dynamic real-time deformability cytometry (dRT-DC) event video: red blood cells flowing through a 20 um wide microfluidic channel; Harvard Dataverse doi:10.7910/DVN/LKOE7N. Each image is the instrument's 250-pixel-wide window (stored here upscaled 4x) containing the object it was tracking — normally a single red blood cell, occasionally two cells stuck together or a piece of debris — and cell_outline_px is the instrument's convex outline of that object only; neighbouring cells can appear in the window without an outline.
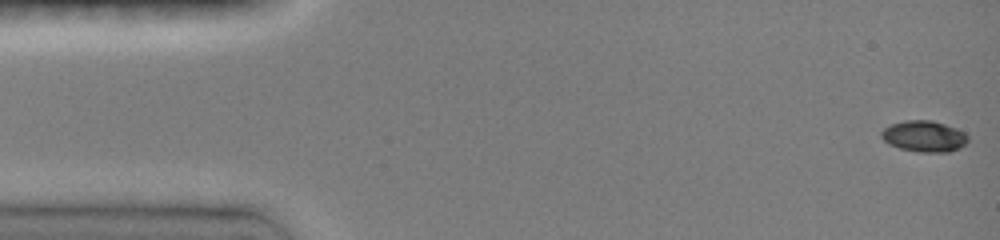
{"species": "common noctule bat (a hibernating species)", "species_latin": "Nyctalus noctula", "temperature_condition": "room temperature", "stored_images_in_passage": 5, "camera_frame_rate_fps": 3000, "um_per_image_px": 0.085, "animal": {"sex": "female", "body_mass_g": 19.0, "forearm_length_mm": 51.5}, "frame": {"image": 1, "passage_image": 1, "time_ms": 0.0, "image_size_px": [1000, 240], "cell_outline_px": [[968, 140], [960, 148], [948, 152], [916, 152], [900, 148], [888, 144], [880, 136], [880, 132], [884, 128], [892, 124], [904, 120], [932, 120], [956, 128], [964, 132], [968, 136]], "centroid_in_image_um": [78.53, 11.58], "position_along_channel_um": 6.5, "area_um2": 15.78}}
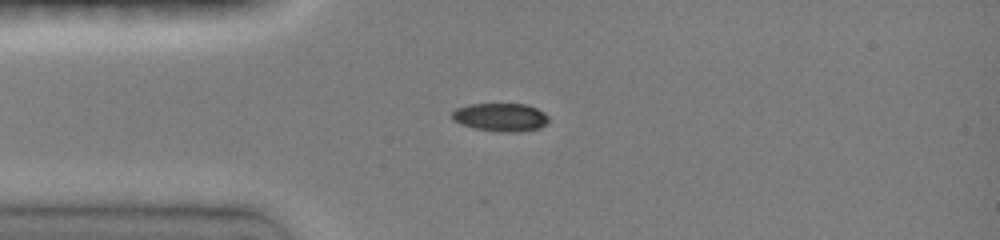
{"frame": {"image": 2, "passage_image": 4, "time_ms": 3.667, "image_size_px": [1000, 240], "cell_outline_px": [[548, 124], [540, 128], [516, 132], [504, 132], [476, 128], [460, 124], [452, 120], [452, 112], [456, 108], [468, 104], [528, 104], [544, 112], [548, 116]], "centroid_in_image_um": [42.56, 9.95], "position_along_channel_um": 42.4, "area_um2": 15.95}}